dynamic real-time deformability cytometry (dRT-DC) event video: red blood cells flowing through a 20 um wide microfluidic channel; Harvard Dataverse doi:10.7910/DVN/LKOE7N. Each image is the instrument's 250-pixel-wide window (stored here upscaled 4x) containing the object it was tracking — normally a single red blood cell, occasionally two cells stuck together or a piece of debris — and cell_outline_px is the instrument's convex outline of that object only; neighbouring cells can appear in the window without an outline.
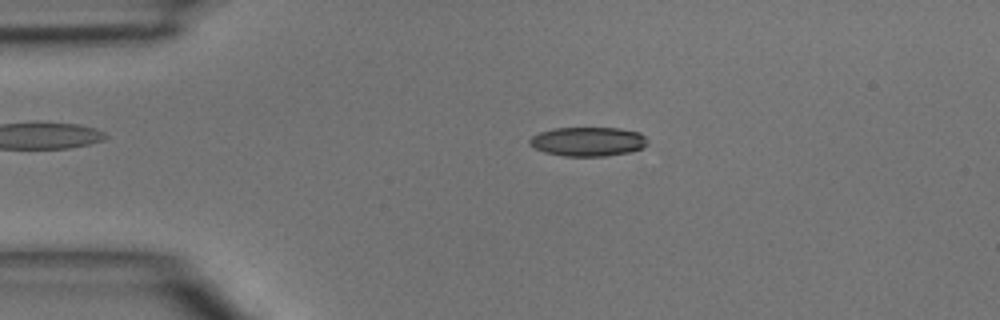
{"species": "common noctule bat (a hibernating species)", "species_latin": "Nyctalus noctula", "temperature_condition": "room temperature", "stored_images_in_passage": 45, "camera_frame_rate_fps": 3000, "um_per_image_px": 0.085, "animal": {"sex": "male", "body_mass_g": 15.6}, "frame": {"image": 1, "passage_image": 9, "time_ms": 2.667, "image_size_px": [1000, 320], "cell_outline_px": [[648, 144], [640, 148], [628, 152], [604, 156], [564, 156], [544, 152], [528, 144], [528, 140], [532, 136], [540, 132], [556, 128], [620, 128], [640, 132], [648, 140]], "centroid_in_image_um": [49.97, 12.03], "position_along_channel_um": 35.0, "area_um2": 20.0}}
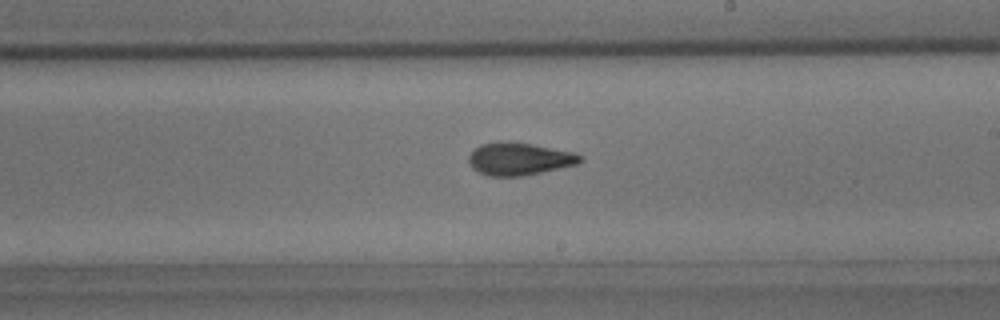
{"frame": {"image": 2, "passage_image": 26, "time_ms": 8.333, "image_size_px": [1000, 320], "cell_outline_px": [[580, 160], [576, 164], [524, 176], [488, 176], [472, 168], [468, 160], [468, 156], [480, 144], [500, 140], [532, 144], [572, 152], [580, 156]], "centroid_in_image_um": [44.06, 13.5], "position_along_channel_um": 244.9, "area_um2": 20.92}}
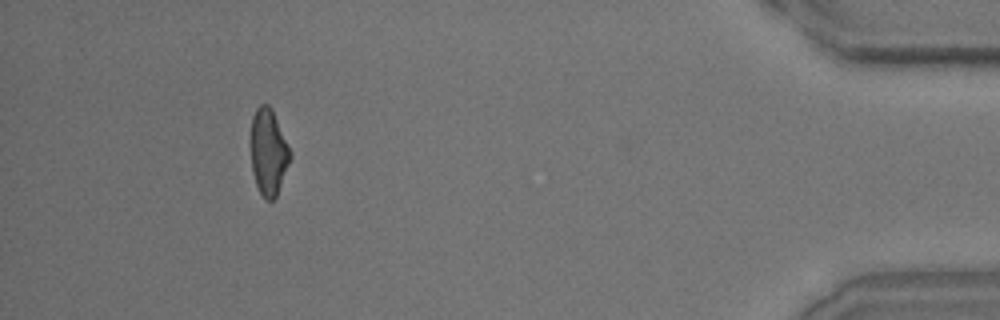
{"frame": {"image": 3, "passage_image": 42, "time_ms": 13.667, "image_size_px": [1000, 320], "cell_outline_px": [[292, 156], [276, 196], [272, 200], [264, 200], [256, 184], [252, 172], [252, 116], [256, 108], [260, 104], [268, 104], [272, 108], [292, 152]], "centroid_in_image_um": [22.84, 12.91], "position_along_channel_um": 412.4, "area_um2": 19.71}}